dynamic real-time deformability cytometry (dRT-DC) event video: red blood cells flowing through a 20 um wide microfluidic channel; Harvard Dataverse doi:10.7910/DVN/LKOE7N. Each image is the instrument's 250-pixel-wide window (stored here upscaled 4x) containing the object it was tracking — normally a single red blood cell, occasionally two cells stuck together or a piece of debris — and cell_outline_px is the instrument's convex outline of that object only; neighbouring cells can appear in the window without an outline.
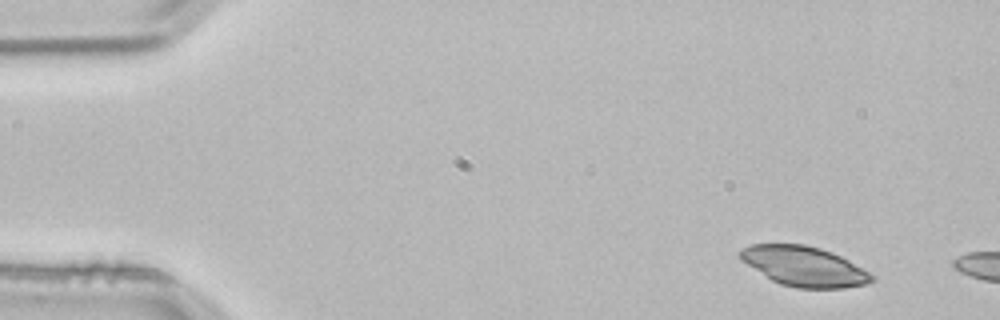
{"species": "common noctule bat (a hibernating species)", "species_latin": "Nyctalus noctula", "temperature_condition": "room temperature", "stored_images_in_passage": 2, "camera_frame_rate_fps": 3000, "um_per_image_px": 0.085, "animal": {"sex": "male", "body_mass_g": 21.5, "forearm_length_mm": 52.0}, "frame": {"image": 1, "passage_image": 1, "time_ms": 0.0, "image_size_px": [1000, 320], "cell_outline_px": [[876, 280], [868, 284], [844, 288], [796, 288], [780, 284], [772, 280], [740, 260], [736, 252], [740, 248], [752, 244], [804, 244], [820, 248], [832, 252], [848, 260], [876, 276]], "centroid_in_image_um": [68.34, 22.63], "position_along_channel_um": 16.7, "area_um2": 30.81}}